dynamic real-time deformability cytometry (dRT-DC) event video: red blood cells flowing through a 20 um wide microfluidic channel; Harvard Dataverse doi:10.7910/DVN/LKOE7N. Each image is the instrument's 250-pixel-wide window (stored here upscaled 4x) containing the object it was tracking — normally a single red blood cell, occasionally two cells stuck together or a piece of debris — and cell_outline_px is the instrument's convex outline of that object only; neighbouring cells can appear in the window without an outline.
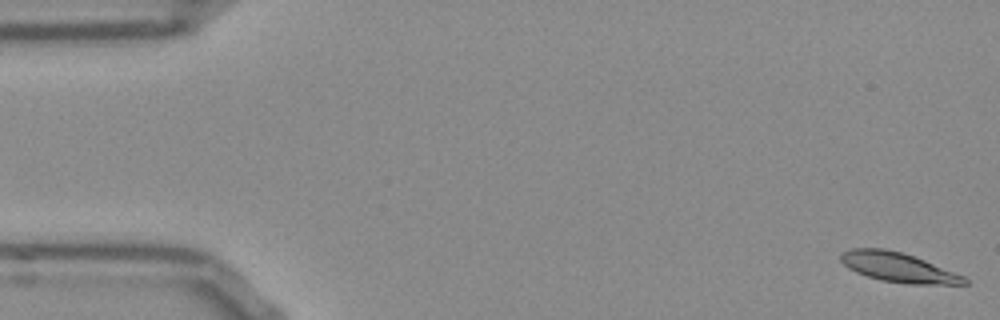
{"species": "Egyptian fruit bat (a non-hibernating species)", "species_latin": "Rousettus aegyptiacus", "temperature_condition": "room temperature", "stored_images_in_passage": 16, "camera_frame_rate_fps": 3000, "um_per_image_px": 0.085, "frame": {"image": 1, "passage_image": 1, "time_ms": 0.0, "image_size_px": [1000, 320], "cell_outline_px": [[968, 284], [908, 284], [880, 280], [856, 272], [848, 268], [840, 260], [840, 252], [852, 248], [884, 248], [900, 252], [924, 260], [964, 276], [968, 280]], "centroid_in_image_um": [76.31, 22.72], "position_along_channel_um": 8.7, "area_um2": 21.1}}